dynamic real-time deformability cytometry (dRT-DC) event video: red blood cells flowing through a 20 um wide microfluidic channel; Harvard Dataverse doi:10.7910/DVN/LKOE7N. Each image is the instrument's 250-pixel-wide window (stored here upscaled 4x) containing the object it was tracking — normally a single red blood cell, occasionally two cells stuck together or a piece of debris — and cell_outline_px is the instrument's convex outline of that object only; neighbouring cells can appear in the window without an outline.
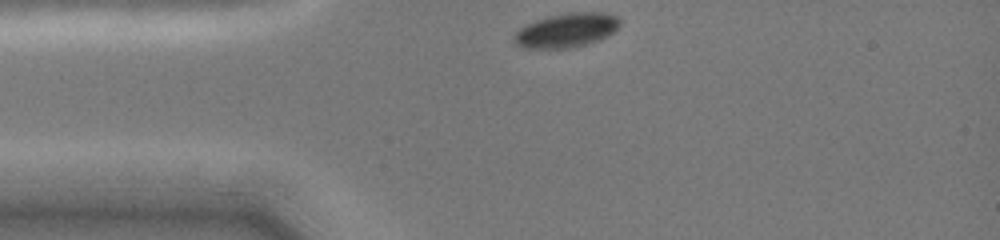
{"species": "common noctule bat (a hibernating species)", "species_latin": "Nyctalus noctula", "temperature_condition": "cold", "stored_images_in_passage": 34, "camera_frame_rate_fps": 3000, "um_per_image_px": 0.085, "animal": {"sex": "female", "body_mass_g": 19.0, "forearm_length_mm": 51.5}, "frame": {"image": 1, "passage_image": 1, "time_ms": 0.0, "image_size_px": [1000, 240], "cell_outline_px": [[620, 24], [612, 32], [596, 40], [584, 44], [568, 48], [524, 48], [516, 44], [512, 40], [512, 36], [524, 24], [548, 16], [568, 12], [604, 12], [616, 16], [620, 20]], "centroid_in_image_um": [48.08, 2.56], "position_along_channel_um": 36.9, "area_um2": 20.92}}
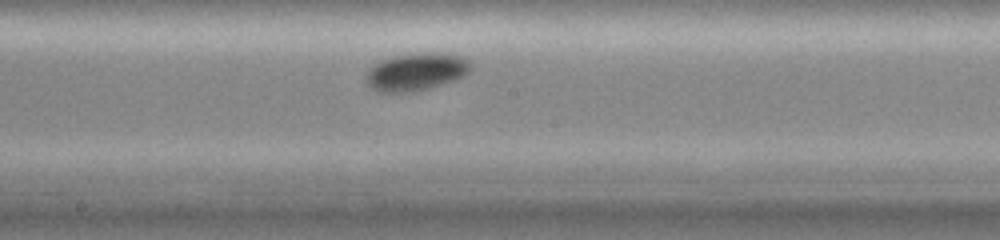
{"frame": {"image": 2, "passage_image": 16, "time_ms": 5.0, "image_size_px": [1000, 240], "cell_outline_px": [[472, 68], [464, 76], [428, 88], [412, 92], [376, 92], [364, 80], [364, 76], [380, 60], [392, 56], [428, 52], [448, 52], [460, 56], [468, 60], [472, 64]], "centroid_in_image_um": [35.38, 6.09], "position_along_channel_um": 212.8, "area_um2": 23.0}}
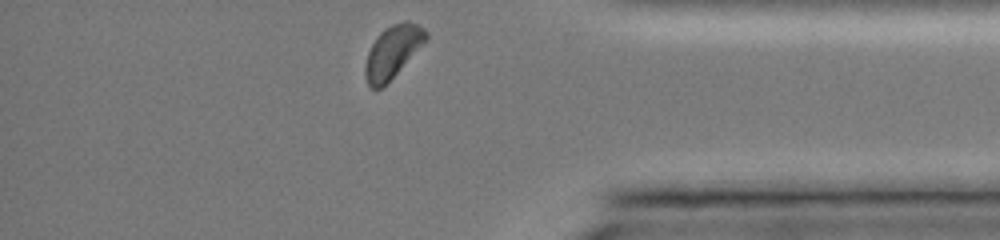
{"frame": {"image": 3, "passage_image": 34, "time_ms": 10.0, "image_size_px": [1000, 240], "cell_outline_px": [[428, 40], [380, 88], [372, 88], [368, 84], [364, 76], [364, 64], [368, 52], [372, 44], [380, 32], [384, 28], [392, 24], [404, 20], [408, 20], [424, 28], [428, 32]], "centroid_in_image_um": [33.38, 4.34], "position_along_channel_um": 401.8, "area_um2": 18.32}, "authors_computed_cell_mechanics": {"area_um2": 21.2704, "velocity_mm_per_s": 3.9559, "shape_relaxation_time_tau1_ms": 6.7728, "shape_relaxation_time_tau2_ms": null, "deformation_change_tau1": 0.1917, "deformation_change_tau2": null}}